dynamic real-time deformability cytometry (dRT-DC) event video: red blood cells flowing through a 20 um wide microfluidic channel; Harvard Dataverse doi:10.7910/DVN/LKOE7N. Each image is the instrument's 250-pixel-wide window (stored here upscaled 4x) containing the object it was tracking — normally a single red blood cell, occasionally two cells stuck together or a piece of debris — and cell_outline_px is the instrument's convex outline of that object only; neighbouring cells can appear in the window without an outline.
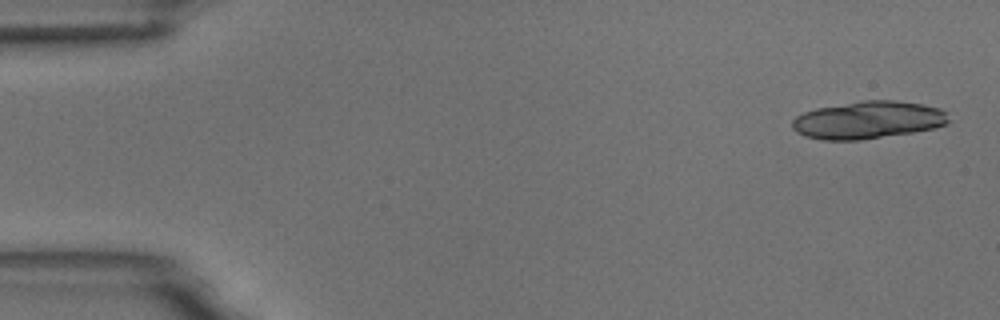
{"species": "common noctule bat (a hibernating species)", "species_latin": "Nyctalus noctula", "temperature_condition": "room temperature", "stored_images_in_passage": 5, "segment_of_instrument_passage": [1, 2], "camera_frame_rate_fps": 3000, "um_per_image_px": 0.085, "animal": {"sex": "male", "body_mass_g": 18.8}, "frame": {"image": 1, "passage_image": 1, "time_ms": 0.0, "image_size_px": [1000, 320], "cell_outline_px": [[948, 124], [932, 128], [912, 132], [860, 140], [824, 140], [804, 136], [796, 132], [792, 128], [792, 120], [796, 116], [804, 112], [816, 108], [860, 100], [896, 100], [924, 104], [940, 108], [948, 112]], "centroid_in_image_um": [73.78, 10.19], "position_along_channel_um": 11.2, "area_um2": 34.45}}